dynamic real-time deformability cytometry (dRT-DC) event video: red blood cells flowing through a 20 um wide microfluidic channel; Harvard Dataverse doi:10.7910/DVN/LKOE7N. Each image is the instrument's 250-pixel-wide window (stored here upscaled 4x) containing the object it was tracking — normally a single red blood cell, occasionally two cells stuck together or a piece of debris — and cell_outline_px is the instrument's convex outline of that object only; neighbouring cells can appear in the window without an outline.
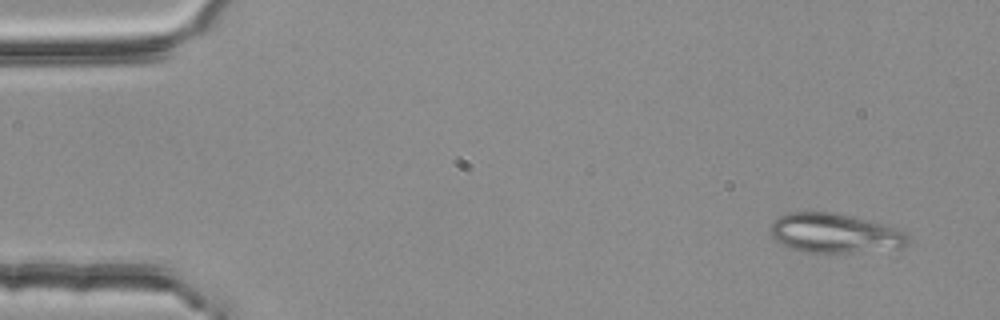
{"species": "common noctule bat (a hibernating species)", "species_latin": "Nyctalus noctula", "temperature_condition": "room temperature", "stored_images_in_passage": 6, "camera_frame_rate_fps": 3000, "um_per_image_px": 0.085, "animal": {"sex": "female", "body_mass_g": 25.1}, "frame": {"image": 1, "passage_image": 1, "time_ms": 0.0, "image_size_px": [1000, 320], "cell_outline_px": [[908, 244], [900, 248], [852, 252], [804, 252], [780, 244], [772, 236], [768, 228], [772, 220], [788, 212], [832, 212], [852, 216], [888, 224], [900, 228], [908, 236]], "centroid_in_image_um": [70.95, 19.8], "position_along_channel_um": 14.1, "area_um2": 31.91}}
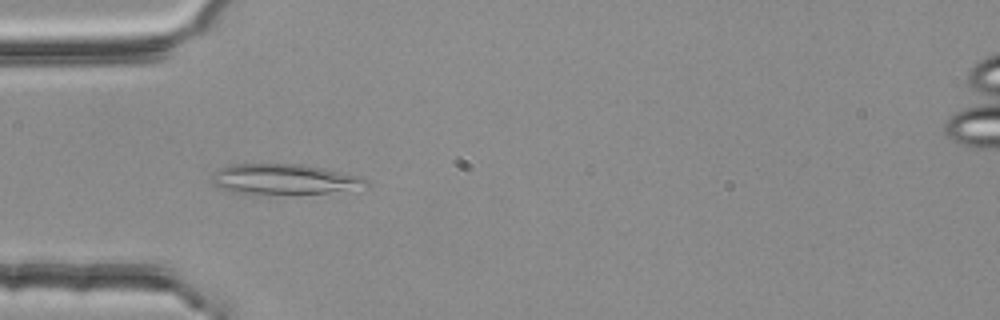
{"frame": {"image": 2, "passage_image": 4, "time_ms": 1.0, "image_size_px": [1000, 320], "cell_outline_px": [[368, 188], [328, 192], [252, 196], [232, 192], [212, 184], [212, 172], [220, 168], [232, 164], [300, 164], [324, 168], [360, 176], [368, 180]], "centroid_in_image_um": [24.14, 15.26], "position_along_channel_um": 60.9, "area_um2": 28.03}}
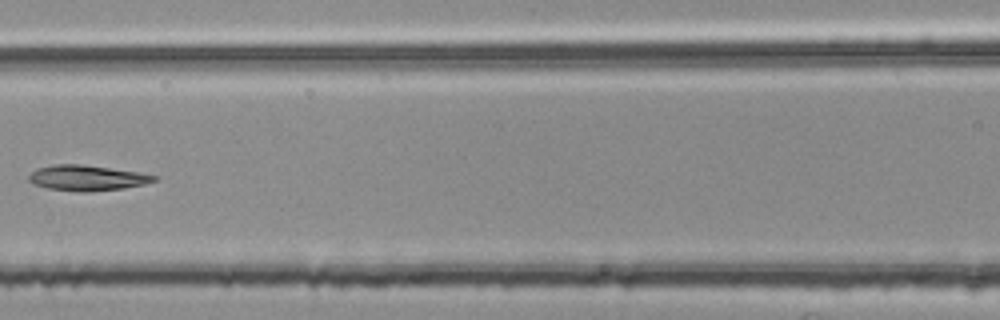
{"frame": {"image": 3, "passage_image": 6, "time_ms": 1.667, "image_size_px": [1000, 320], "cell_outline_px": [[160, 176], [156, 180], [144, 184], [124, 188], [88, 192], [76, 192], [48, 188], [32, 184], [28, 180], [28, 176], [36, 168], [52, 164], [80, 164], [136, 172]], "centroid_in_image_um": [7.35, 15.13], "position_along_channel_um": 159.2, "area_um2": 18.61}}